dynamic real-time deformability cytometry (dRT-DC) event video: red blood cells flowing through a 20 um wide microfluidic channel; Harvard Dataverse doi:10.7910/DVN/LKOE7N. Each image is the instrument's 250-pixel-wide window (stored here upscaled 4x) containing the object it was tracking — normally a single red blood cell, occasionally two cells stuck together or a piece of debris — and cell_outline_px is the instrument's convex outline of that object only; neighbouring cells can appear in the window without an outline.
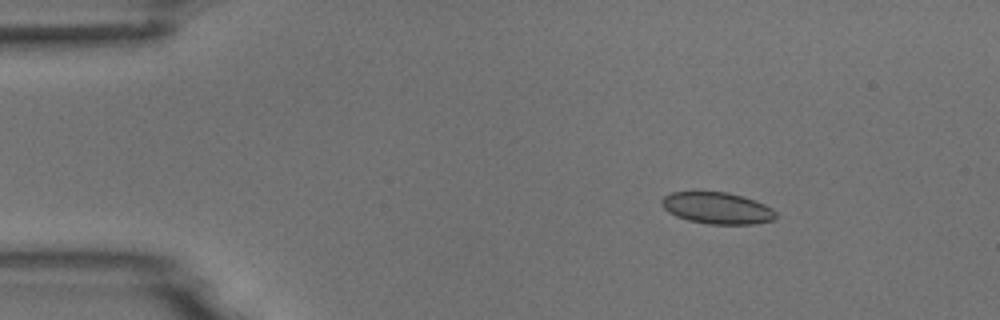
{"species": "common noctule bat (a hibernating species)", "species_latin": "Nyctalus noctula", "temperature_condition": "room temperature", "stored_images_in_passage": 4, "segment_of_instrument_passage": [1, 2], "camera_frame_rate_fps": 3000, "um_per_image_px": 0.085, "animal": {"sex": "male", "body_mass_g": 18.8}, "frame": {"image": 1, "passage_image": 1, "time_ms": 0.0, "image_size_px": [1000, 320], "cell_outline_px": [[776, 216], [772, 220], [752, 224], [708, 224], [688, 220], [676, 216], [668, 212], [660, 204], [660, 200], [664, 196], [672, 192], [728, 192], [756, 200], [772, 208], [776, 212]], "centroid_in_image_um": [60.94, 17.68], "position_along_channel_um": 24.1, "area_um2": 21.04}}